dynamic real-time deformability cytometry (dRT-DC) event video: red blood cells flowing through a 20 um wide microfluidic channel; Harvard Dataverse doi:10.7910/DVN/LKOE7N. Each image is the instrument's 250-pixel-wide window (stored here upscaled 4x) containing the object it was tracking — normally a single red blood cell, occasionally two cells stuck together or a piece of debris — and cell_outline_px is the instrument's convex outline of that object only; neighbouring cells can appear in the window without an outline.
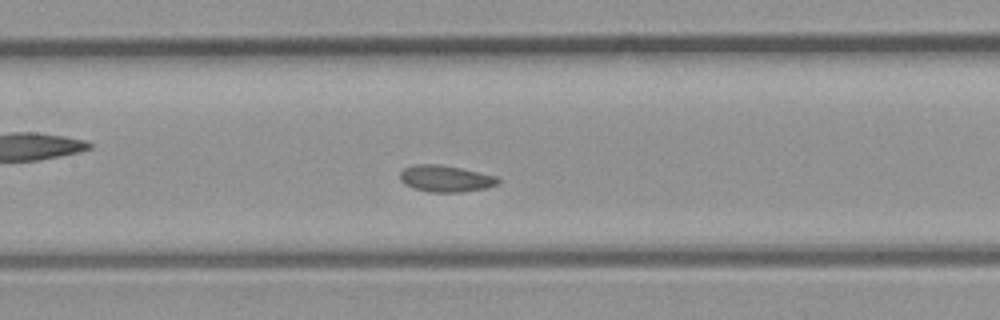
{"species": "common noctule bat (a hibernating species)", "species_latin": "Nyctalus noctula", "temperature_condition": "room temperature", "stored_images_in_passage": 31, "camera_frame_rate_fps": 3000, "um_per_image_px": 0.085, "animal": {"sex": "male", "body_mass_g": 23.1, "forearm_length_mm": 52.7}, "frame": {"image": 1, "passage_image": 10, "time_ms": 3.0, "image_size_px": [1000, 320], "cell_outline_px": [[500, 180], [496, 184], [484, 188], [460, 192], [428, 192], [404, 184], [400, 180], [400, 172], [404, 168], [412, 164], [440, 164], [460, 168], [496, 176]], "centroid_in_image_um": [37.82, 15.17], "position_along_channel_um": 169.6, "area_um2": 15.03}}